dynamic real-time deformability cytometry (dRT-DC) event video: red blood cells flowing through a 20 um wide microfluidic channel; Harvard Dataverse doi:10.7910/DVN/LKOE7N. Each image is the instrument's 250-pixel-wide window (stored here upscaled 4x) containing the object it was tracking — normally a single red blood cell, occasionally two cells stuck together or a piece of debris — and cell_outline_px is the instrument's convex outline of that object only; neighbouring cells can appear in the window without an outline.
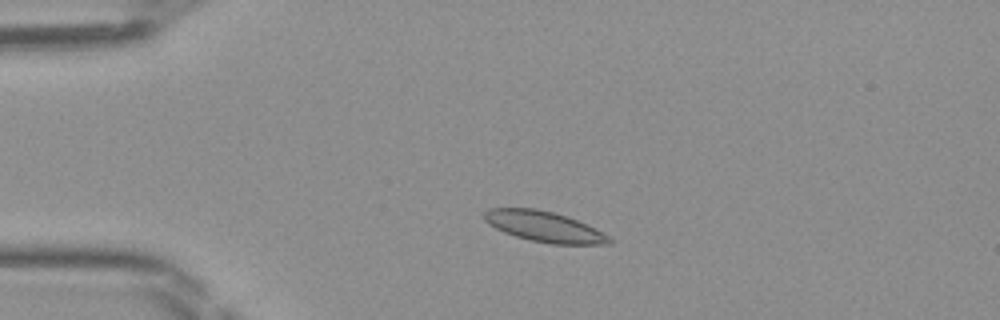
{"species": "Egyptian fruit bat (a non-hibernating species)", "species_latin": "Rousettus aegyptiacus", "temperature_condition": "room temperature", "stored_images_in_passage": 45, "camera_frame_rate_fps": 3000, "um_per_image_px": 0.085, "frame": {"image": 1, "passage_image": 8, "time_ms": 2.333, "image_size_px": [1000, 320], "cell_outline_px": [[616, 240], [612, 244], [552, 244], [532, 240], [516, 236], [504, 232], [488, 224], [484, 220], [484, 212], [488, 208], [536, 208], [552, 212], [576, 220]], "centroid_in_image_um": [46.23, 19.26], "position_along_channel_um": 38.8, "area_um2": 21.91}}
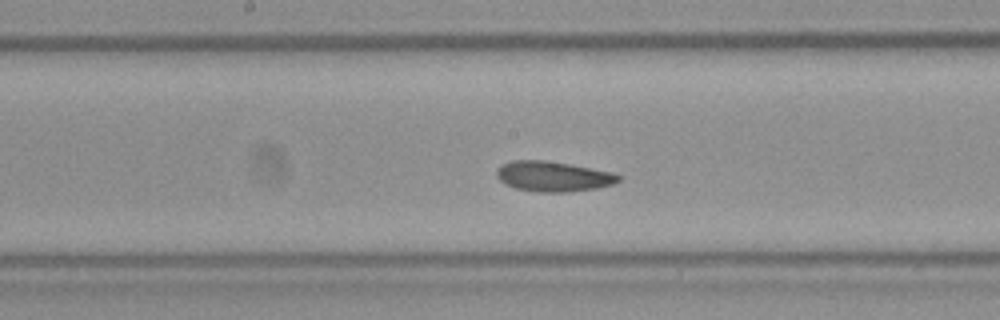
{"frame": {"image": 2, "passage_image": 22, "time_ms": 7.0, "image_size_px": [1000, 320], "cell_outline_px": [[620, 180], [612, 184], [596, 188], [568, 192], [540, 192], [516, 188], [504, 184], [496, 176], [496, 168], [500, 164], [512, 160], [544, 160], [568, 164], [612, 172], [620, 176]], "centroid_in_image_um": [46.96, 14.99], "position_along_channel_um": 201.2, "area_um2": 21.39}}
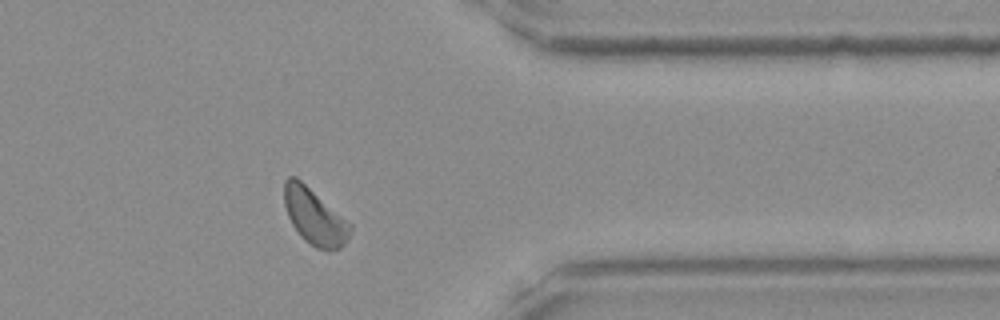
{"frame": {"image": 3, "passage_image": 36, "time_ms": 11.667, "image_size_px": [1000, 320], "cell_outline_px": [[352, 228], [348, 240], [340, 248], [328, 252], [316, 248], [304, 240], [300, 236], [292, 224], [288, 216], [284, 204], [284, 180], [288, 176], [296, 176], [352, 224]], "centroid_in_image_um": [26.74, 18.43], "position_along_channel_um": 384.7, "area_um2": 21.73}}